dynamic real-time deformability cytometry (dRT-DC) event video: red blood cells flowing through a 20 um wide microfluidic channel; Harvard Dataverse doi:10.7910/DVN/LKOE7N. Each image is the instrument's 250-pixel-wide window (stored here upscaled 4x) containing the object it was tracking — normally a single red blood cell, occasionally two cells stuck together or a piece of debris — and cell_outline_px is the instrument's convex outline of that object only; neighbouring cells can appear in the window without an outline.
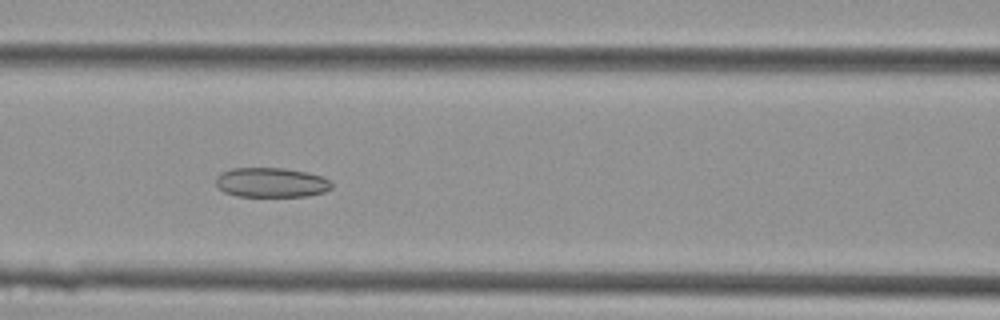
{"species": "Egyptian fruit bat (a non-hibernating species)", "species_latin": "Rousettus aegyptiacus", "temperature_condition": "cold", "stored_images_in_passage": 29, "camera_frame_rate_fps": 3000, "um_per_image_px": 0.085, "animal": {"sex": "female"}, "frame": {"image": 1, "passage_image": 9, "time_ms": 2.667, "image_size_px": [1000, 320], "cell_outline_px": [[332, 188], [324, 192], [304, 196], [236, 196], [224, 192], [216, 184], [216, 176], [220, 172], [232, 168], [284, 168], [304, 172], [320, 176], [328, 180], [332, 184]], "centroid_in_image_um": [23.01, 15.51], "position_along_channel_um": 143.6, "area_um2": 19.88}}
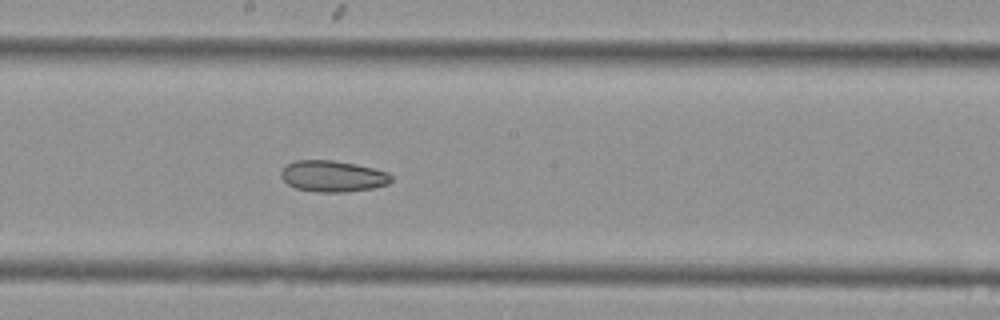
{"frame": {"image": 2, "passage_image": 14, "time_ms": 4.333, "image_size_px": [1000, 320], "cell_outline_px": [[392, 180], [388, 184], [372, 188], [344, 192], [320, 192], [296, 188], [288, 184], [280, 176], [280, 172], [288, 164], [296, 160], [332, 160], [356, 164], [388, 172], [392, 176]], "centroid_in_image_um": [28.29, 14.97], "position_along_channel_um": 219.9, "area_um2": 19.94}}
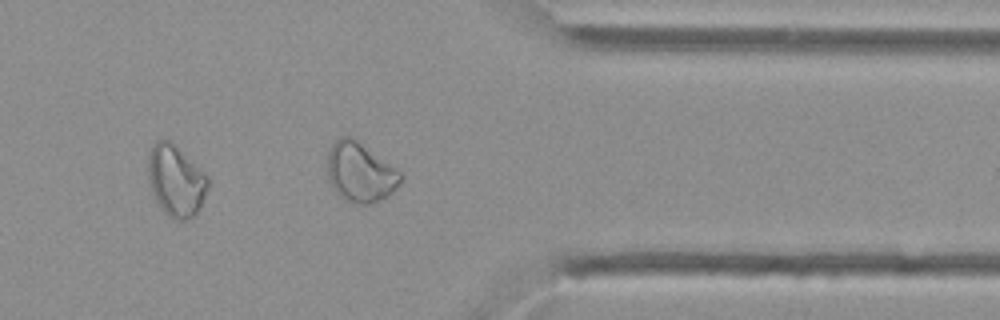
{"frame": {"image": 3, "passage_image": 25, "time_ms": 8.0, "image_size_px": [1000, 320], "cell_outline_px": [[208, 188], [200, 208], [196, 216], [188, 220], [176, 220], [168, 216], [164, 212], [156, 200], [152, 192], [148, 176], [148, 152], [156, 140], [172, 140], [204, 172], [208, 180]], "centroid_in_image_um": [14.95, 15.35], "position_along_channel_um": 396.4, "area_um2": 25.14}}